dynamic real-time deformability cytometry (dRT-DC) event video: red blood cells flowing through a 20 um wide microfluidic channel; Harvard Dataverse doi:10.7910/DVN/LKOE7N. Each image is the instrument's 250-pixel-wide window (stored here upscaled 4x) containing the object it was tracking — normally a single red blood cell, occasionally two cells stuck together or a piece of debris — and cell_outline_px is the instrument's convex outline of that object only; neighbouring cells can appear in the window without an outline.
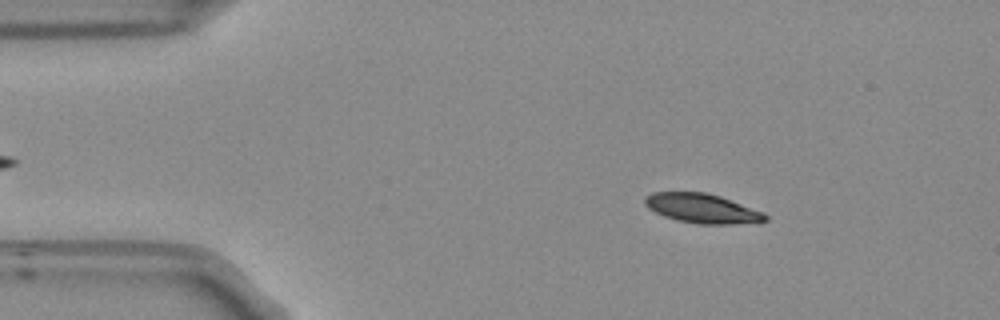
{"species": "Egyptian fruit bat (a non-hibernating species)", "species_latin": "Rousettus aegyptiacus", "temperature_condition": "room temperature", "stored_images_in_passage": 51, "camera_frame_rate_fps": 3000, "um_per_image_px": 0.085, "frame": {"image": 1, "passage_image": 6, "time_ms": 1.667, "image_size_px": [1000, 320], "cell_outline_px": [[768, 220], [732, 224], [700, 224], [676, 220], [664, 216], [648, 208], [644, 204], [644, 196], [652, 192], [704, 192], [720, 196], [764, 212], [768, 216]], "centroid_in_image_um": [59.65, 17.71], "position_along_channel_um": 25.3, "area_um2": 20.58}}
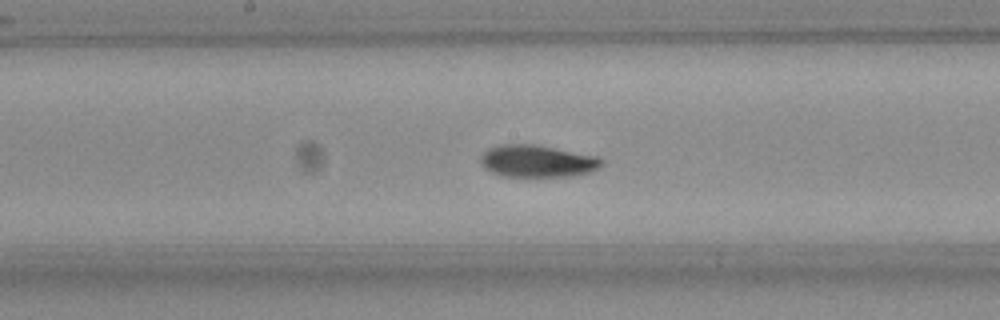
{"frame": {"image": 2, "passage_image": 25, "time_ms": 8.0, "image_size_px": [1000, 320], "cell_outline_px": [[604, 164], [600, 168], [592, 172], [572, 176], [500, 176], [484, 168], [480, 164], [480, 156], [484, 152], [492, 148], [504, 144], [532, 144], [600, 156], [604, 160]], "centroid_in_image_um": [45.73, 13.7], "position_along_channel_um": 202.5, "area_um2": 22.83}}
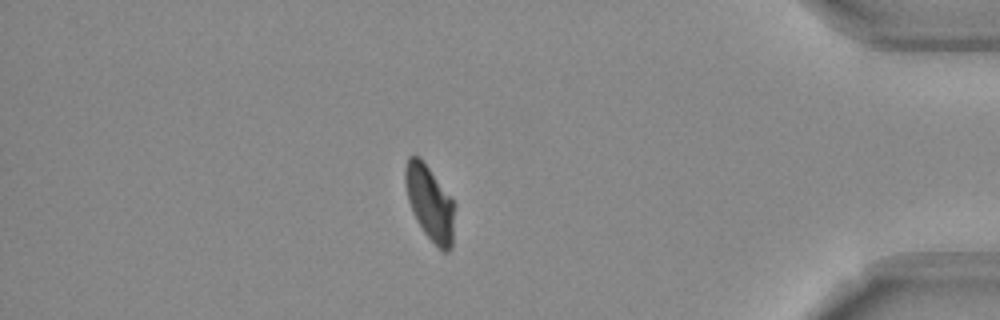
{"frame": {"image": 3, "passage_image": 44, "time_ms": 14.333, "image_size_px": [1000, 320], "cell_outline_px": [[456, 208], [452, 248], [448, 252], [444, 252], [424, 232], [416, 220], [408, 200], [404, 180], [404, 168], [408, 156], [420, 156], [456, 204]], "centroid_in_image_um": [36.55, 17.24], "position_along_channel_um": 398.6, "area_um2": 21.73}, "authors_computed_cell_mechanics": {"area_um2": 21.964, "velocity_mm_per_s": 3.7465, "shape_relaxation_time_tau1_ms": 3.4982, "shape_relaxation_time_tau2_ms": 3.065, "deformation_change_tau1": 0.1286, "deformation_change_tau2": 0.0466}}